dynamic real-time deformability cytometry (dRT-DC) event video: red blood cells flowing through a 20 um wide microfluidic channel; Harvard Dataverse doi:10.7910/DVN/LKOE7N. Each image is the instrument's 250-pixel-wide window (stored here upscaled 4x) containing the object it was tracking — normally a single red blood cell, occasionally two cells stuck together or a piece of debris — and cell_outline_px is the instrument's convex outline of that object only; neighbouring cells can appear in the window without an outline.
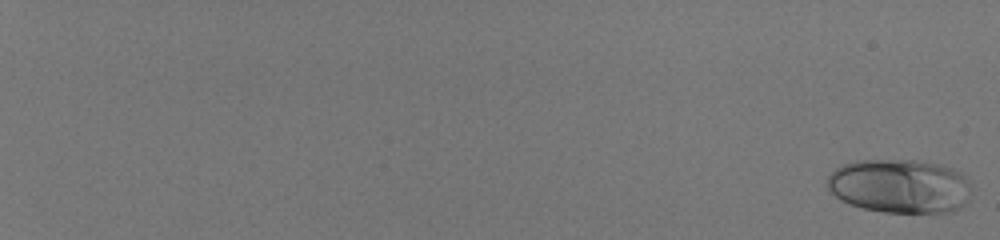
{"species": "human", "species_latin": "Homo sapiens", "temperature_condition": "room temperature", "stored_images_in_passage": 58, "camera_frame_rate_fps": 3000, "um_per_image_px": 0.085, "donor": {"sex": "male"}, "frame": {"image": 1, "passage_image": 1, "time_ms": 0.0, "image_size_px": [1000, 240], "cell_outline_px": [[968, 200], [964, 204], [952, 212], [884, 212], [864, 208], [848, 204], [840, 200], [828, 188], [828, 176], [836, 168], [844, 164], [856, 160], [912, 160], [936, 164], [952, 168], [960, 172], [968, 180]], "centroid_in_image_um": [76.45, 15.82], "position_along_channel_um": 8.5, "area_um2": 45.08}}
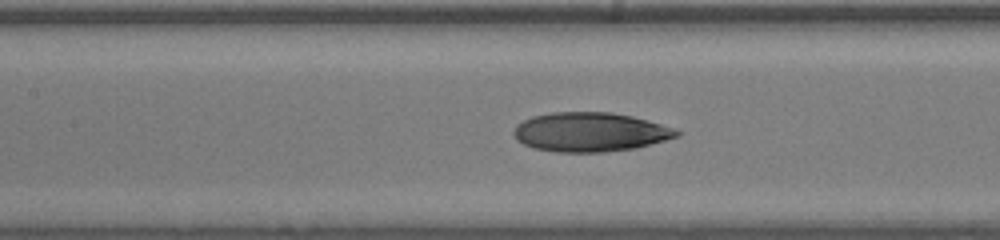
{"frame": {"image": 2, "passage_image": 34, "time_ms": 11.0, "image_size_px": [1000, 240], "cell_outline_px": [[680, 136], [636, 148], [604, 152], [556, 152], [532, 148], [516, 140], [512, 132], [516, 124], [532, 116], [552, 112], [612, 112], [632, 116], [660, 124], [672, 128], [680, 132]], "centroid_in_image_um": [50.12, 11.23], "position_along_channel_um": 157.3, "area_um2": 37.34}}
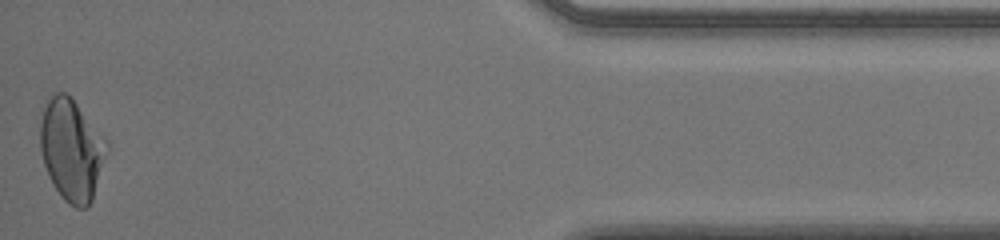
{"frame": {"image": 3, "passage_image": 58, "time_ms": 19.0, "image_size_px": [1000, 240], "cell_outline_px": [[108, 148], [92, 200], [88, 208], [76, 208], [68, 204], [64, 200], [48, 176], [40, 152], [40, 120], [44, 108], [48, 100], [56, 92], [64, 92], [72, 96], [108, 140]], "centroid_in_image_um": [6.09, 12.71], "position_along_channel_um": 429.1, "area_um2": 39.71}, "authors_computed_cell_mechanics": {"area_um2": 37.5411, "velocity_mm_per_s": 4.0339, "shape_relaxation_time_tau1_ms": 5.8468, "shape_relaxation_time_tau2_ms": 0.8785, "deformation_change_tau1": 0.2049, "deformation_change_tau2": 0.058}}